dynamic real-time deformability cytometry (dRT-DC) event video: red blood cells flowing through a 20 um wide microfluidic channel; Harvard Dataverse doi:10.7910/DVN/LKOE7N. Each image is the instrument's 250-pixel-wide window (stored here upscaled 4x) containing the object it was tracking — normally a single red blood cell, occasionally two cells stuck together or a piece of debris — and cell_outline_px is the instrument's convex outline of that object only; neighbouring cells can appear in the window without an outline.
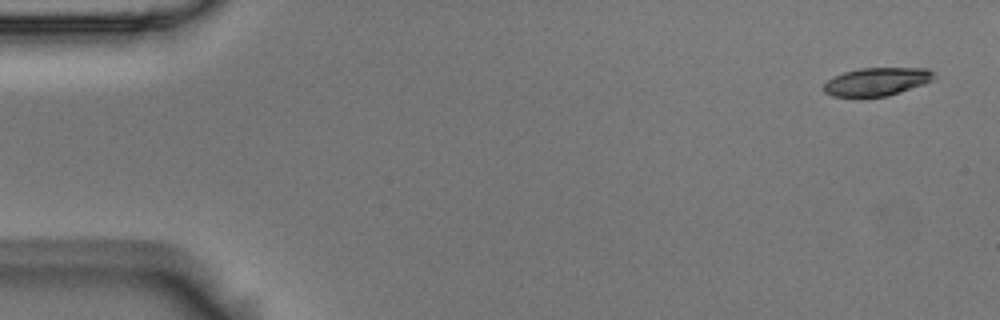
{"species": "Egyptian fruit bat (a non-hibernating species)", "species_latin": "Rousettus aegyptiacus", "temperature_condition": "room temperature", "stored_images_in_passage": 6, "camera_frame_rate_fps": 3000, "um_per_image_px": 0.085, "animal": {"sex": "male"}, "frame": {"image": 1, "passage_image": 1, "time_ms": 0.0, "image_size_px": [1000, 320], "cell_outline_px": [[936, 76], [932, 80], [924, 84], [888, 96], [832, 96], [824, 92], [824, 84], [828, 80], [844, 72], [860, 68], [928, 68]], "centroid_in_image_um": [74.55, 6.93], "position_along_channel_um": 10.4, "area_um2": 17.86}}